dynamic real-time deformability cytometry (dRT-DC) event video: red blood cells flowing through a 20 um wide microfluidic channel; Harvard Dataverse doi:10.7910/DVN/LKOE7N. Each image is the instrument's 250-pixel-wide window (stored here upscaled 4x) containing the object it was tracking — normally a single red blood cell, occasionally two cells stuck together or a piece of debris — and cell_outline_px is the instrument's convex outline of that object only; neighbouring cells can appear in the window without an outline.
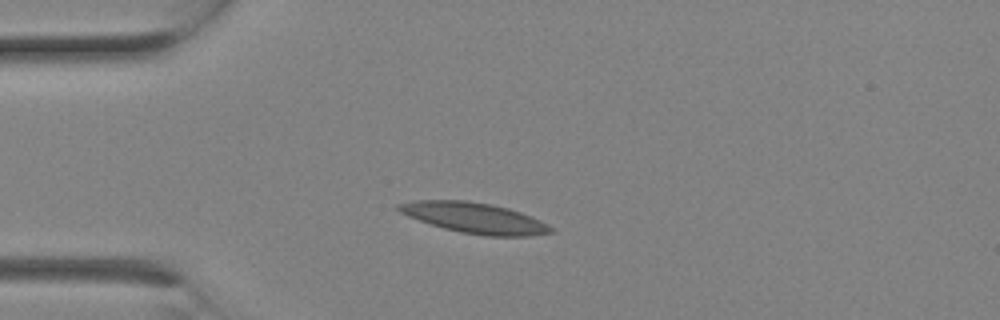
{"species": "Egyptian fruit bat (a non-hibernating species)", "species_latin": "Rousettus aegyptiacus", "temperature_condition": "room temperature", "stored_images_in_passage": 1, "camera_frame_rate_fps": 3000, "um_per_image_px": 0.085, "animal": {"sex": "female"}, "frame": {"image": 1, "passage_image": 1, "time_ms": 0.0, "image_size_px": [1000, 320], "cell_outline_px": [[552, 232], [528, 236], [488, 236], [460, 232], [444, 228], [408, 216], [400, 212], [396, 208], [396, 204], [416, 200], [468, 200], [492, 204], [508, 208], [532, 216], [548, 224], [552, 228]], "centroid_in_image_um": [40.33, 18.51], "position_along_channel_um": 44.7, "area_um2": 26.99}}